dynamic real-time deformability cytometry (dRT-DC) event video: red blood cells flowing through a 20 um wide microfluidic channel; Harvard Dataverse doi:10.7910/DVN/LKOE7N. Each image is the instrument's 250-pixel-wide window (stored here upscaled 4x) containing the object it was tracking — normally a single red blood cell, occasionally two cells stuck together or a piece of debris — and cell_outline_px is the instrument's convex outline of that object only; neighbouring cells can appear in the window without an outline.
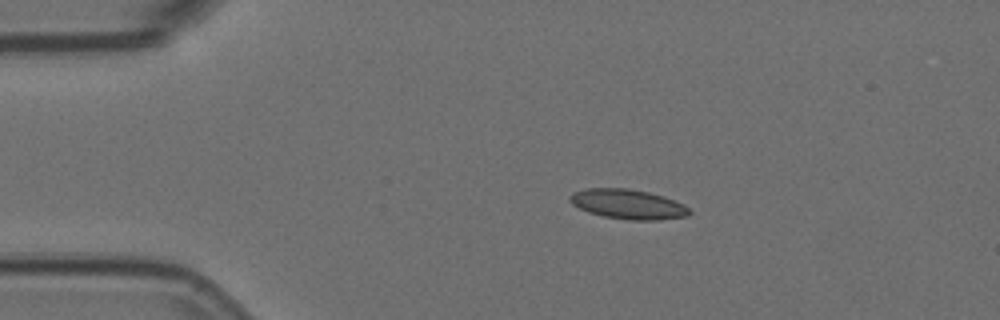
{"species": "Egyptian fruit bat (a non-hibernating species)", "species_latin": "Rousettus aegyptiacus", "temperature_condition": "room temperature", "stored_images_in_passage": 5, "camera_frame_rate_fps": 3000, "um_per_image_px": 0.085, "animal": {"sex": "female"}, "frame": {"image": 1, "passage_image": 3, "time_ms": 0.667, "image_size_px": [1000, 320], "cell_outline_px": [[692, 212], [688, 216], [660, 220], [628, 220], [604, 216], [588, 212], [572, 204], [568, 200], [568, 196], [572, 192], [588, 188], [628, 188], [648, 192], [664, 196], [684, 204]], "centroid_in_image_um": [53.38, 17.35], "position_along_channel_um": 31.6, "area_um2": 20.87}}
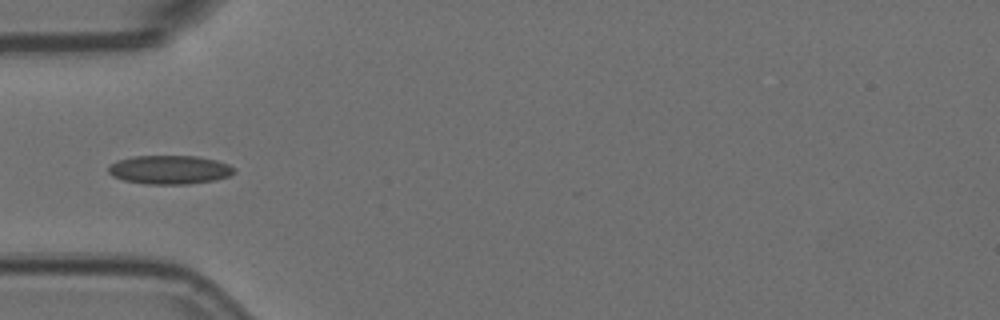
{"frame": {"image": 2, "passage_image": 5, "time_ms": 1.333, "image_size_px": [1000, 320], "cell_outline_px": [[236, 172], [228, 176], [216, 180], [188, 184], [144, 184], [124, 180], [112, 176], [108, 172], [108, 168], [116, 160], [132, 156], [196, 156], [216, 160], [228, 164], [236, 168]], "centroid_in_image_um": [14.42, 14.43], "position_along_channel_um": 70.6, "area_um2": 21.21}}